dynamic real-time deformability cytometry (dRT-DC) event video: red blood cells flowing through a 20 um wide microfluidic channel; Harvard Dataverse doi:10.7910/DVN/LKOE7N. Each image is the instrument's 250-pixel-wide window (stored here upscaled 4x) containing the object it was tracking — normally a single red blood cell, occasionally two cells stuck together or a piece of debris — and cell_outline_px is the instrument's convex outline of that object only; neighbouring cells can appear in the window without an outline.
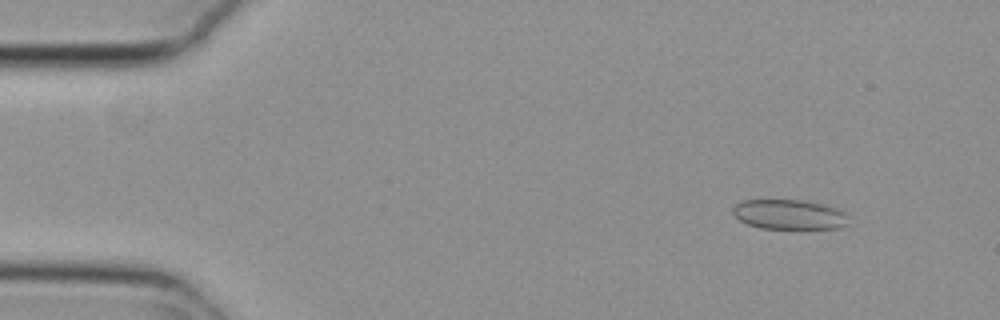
{"species": "common noctule bat (a hibernating species)", "species_latin": "Nyctalus noctula", "temperature_condition": "cold", "stored_images_in_passage": 54, "camera_frame_rate_fps": 3000, "um_per_image_px": 0.085, "animal": {"sex": "female", "body_mass_g": 29.2, "forearm_length_mm": 56.3}, "frame": {"image": 1, "passage_image": 6, "time_ms": 1.667, "image_size_px": [1000, 320], "cell_outline_px": [[848, 216], [844, 224], [840, 228], [760, 228], [748, 224], [740, 220], [732, 212], [732, 208], [740, 200], [804, 200], [840, 208]], "centroid_in_image_um": [67.06, 18.21], "position_along_channel_um": 17.9, "area_um2": 20.0}}
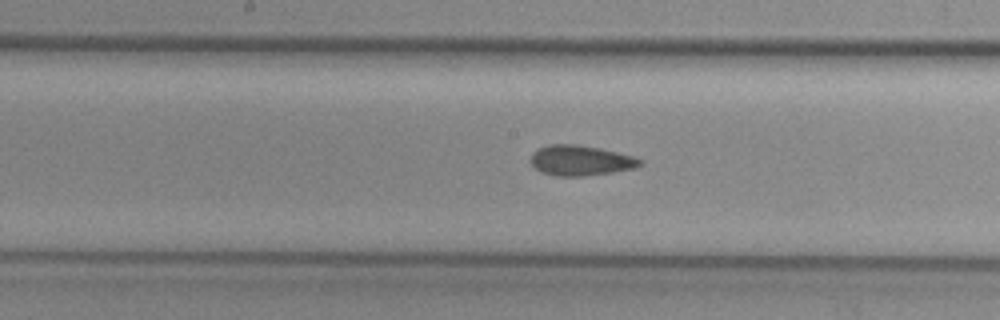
{"frame": {"image": 2, "passage_image": 28, "time_ms": 9.0, "image_size_px": [1000, 320], "cell_outline_px": [[644, 164], [636, 168], [612, 172], [584, 176], [556, 176], [540, 172], [532, 164], [532, 152], [548, 144], [576, 144], [600, 148], [632, 156], [644, 160]], "centroid_in_image_um": [49.38, 13.64], "position_along_channel_um": 198.8, "area_um2": 19.31}}
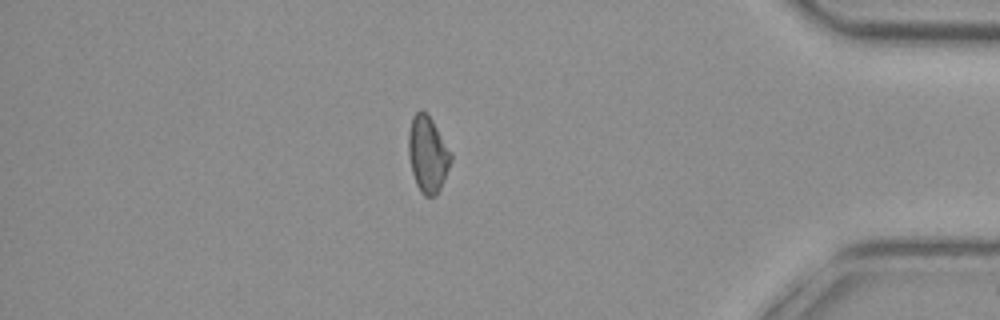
{"frame": {"image": 3, "passage_image": 47, "time_ms": 15.333, "image_size_px": [1000, 320], "cell_outline_px": [[452, 160], [444, 180], [436, 196], [424, 196], [420, 192], [416, 184], [412, 172], [408, 156], [408, 132], [412, 116], [420, 108], [432, 120], [452, 152]], "centroid_in_image_um": [36.35, 13.11], "position_along_channel_um": 398.9, "area_um2": 19.02}}